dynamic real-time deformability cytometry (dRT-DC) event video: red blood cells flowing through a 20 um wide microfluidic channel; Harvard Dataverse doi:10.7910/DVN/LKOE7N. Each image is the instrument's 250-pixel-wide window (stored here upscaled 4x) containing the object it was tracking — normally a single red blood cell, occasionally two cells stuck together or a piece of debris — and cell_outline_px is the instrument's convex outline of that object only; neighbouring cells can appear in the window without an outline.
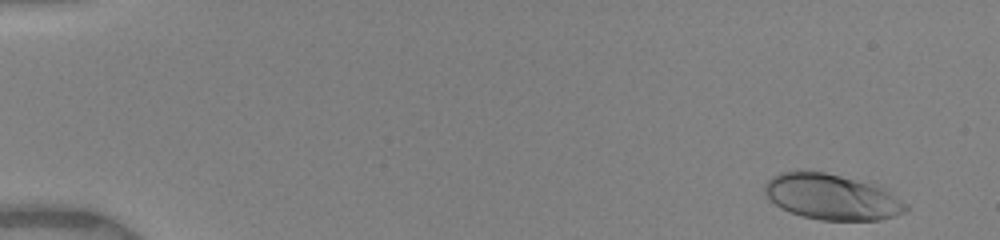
{"species": "human", "species_latin": "Homo sapiens", "temperature_condition": "warm", "stored_images_in_passage": 40, "camera_frame_rate_fps": 3000, "um_per_image_px": 0.085, "donor": {"sex": "female"}, "frame": {"image": 1, "passage_image": 3, "time_ms": 0.333, "image_size_px": [1000, 240], "cell_outline_px": [[908, 208], [904, 212], [896, 216], [880, 220], [820, 220], [800, 216], [780, 208], [764, 192], [764, 184], [772, 176], [780, 172], [824, 172], [840, 176], [880, 188], [908, 204]], "centroid_in_image_um": [70.66, 16.77], "position_along_channel_um": 14.3, "area_um2": 36.76}}
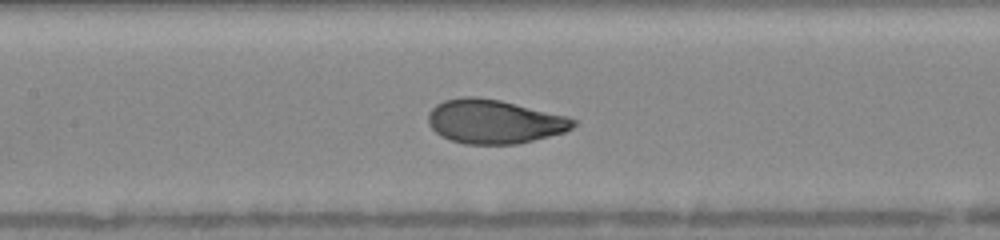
{"frame": {"image": 2, "passage_image": 24, "time_ms": 7.667, "image_size_px": [1000, 240], "cell_outline_px": [[576, 124], [572, 128], [564, 132], [516, 144], [464, 144], [440, 136], [428, 124], [428, 112], [436, 104], [444, 100], [460, 96], [476, 96], [500, 100], [568, 116], [576, 120]], "centroid_in_image_um": [41.98, 10.32], "position_along_channel_um": 165.4, "area_um2": 37.22}}
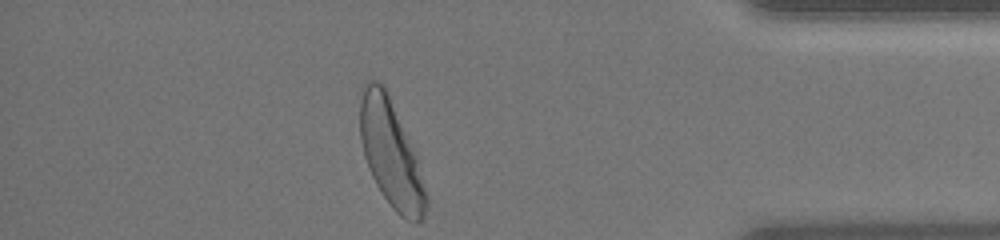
{"frame": {"image": 3, "passage_image": 40, "time_ms": 14.333, "image_size_px": [1000, 240], "cell_outline_px": [[428, 208], [424, 216], [416, 224], [400, 216], [392, 208], [380, 192], [368, 168], [364, 156], [360, 140], [360, 100], [364, 88], [372, 80], [380, 80], [384, 84], [416, 156], [428, 196]], "centroid_in_image_um": [33.23, 13.12], "position_along_channel_um": 402.0, "area_um2": 40.86}, "authors_computed_cell_mechanics": {"area_um2": 36.7608, "velocity_mm_per_s": 3.9802, "shape_relaxation_time_tau1_ms": 1.9242, "shape_relaxation_time_tau2_ms": null, "deformation_change_tau1": 0.1492, "deformation_change_tau2": null}}